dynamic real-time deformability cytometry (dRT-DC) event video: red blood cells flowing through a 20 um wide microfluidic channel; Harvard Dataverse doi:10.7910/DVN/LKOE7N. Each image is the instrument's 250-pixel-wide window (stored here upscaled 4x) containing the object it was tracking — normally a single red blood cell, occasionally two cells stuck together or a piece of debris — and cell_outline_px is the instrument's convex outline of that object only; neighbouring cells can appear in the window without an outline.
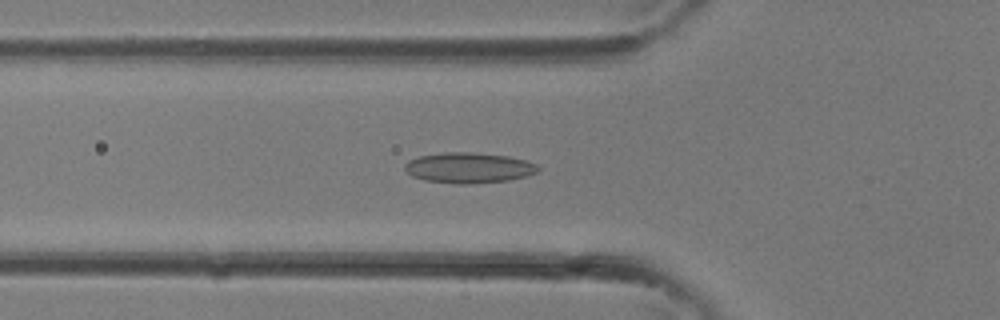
{"species": "common noctule bat (a hibernating species)", "species_latin": "Nyctalus noctula", "temperature_condition": "room temperature", "stored_images_in_passage": 33, "camera_frame_rate_fps": 3000, "um_per_image_px": 0.085, "animal": {"sex": "female"}, "frame": {"image": 1, "passage_image": 11, "time_ms": 3.333, "image_size_px": [1000, 320], "cell_outline_px": [[540, 168], [536, 172], [524, 176], [508, 180], [468, 184], [456, 184], [424, 180], [412, 176], [404, 168], [404, 164], [408, 160], [420, 156], [444, 152], [472, 152], [508, 156], [524, 160], [536, 164]], "centroid_in_image_um": [39.81, 14.26], "position_along_channel_um": 86.0, "area_um2": 23.58}}
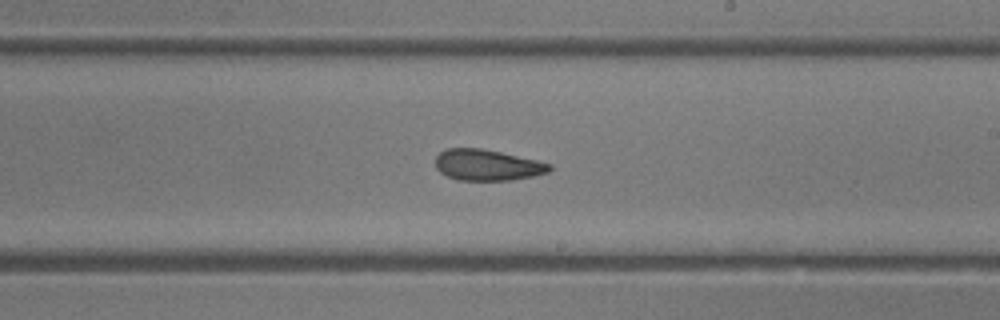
{"frame": {"image": 2, "passage_image": 19, "time_ms": 6.0, "image_size_px": [1000, 320], "cell_outline_px": [[552, 168], [548, 172], [532, 176], [512, 180], [456, 180], [440, 172], [436, 168], [436, 156], [440, 152], [448, 148], [480, 148], [500, 152], [536, 160], [552, 164]], "centroid_in_image_um": [41.41, 14.03], "position_along_channel_um": 247.6, "area_um2": 20.52}}
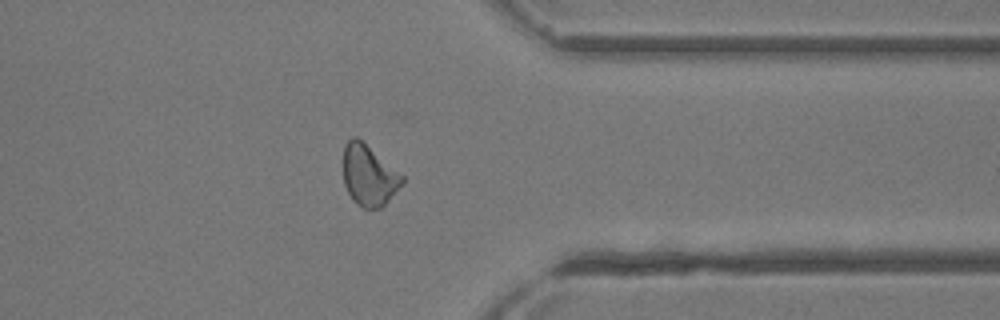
{"frame": {"image": 3, "passage_image": 26, "time_ms": 8.333, "image_size_px": [1000, 320], "cell_outline_px": [[404, 184], [380, 208], [364, 208], [356, 204], [352, 200], [344, 184], [344, 144], [352, 136], [356, 136], [404, 176]], "centroid_in_image_um": [31.35, 14.91], "position_along_channel_um": 380.0, "area_um2": 20.75}}